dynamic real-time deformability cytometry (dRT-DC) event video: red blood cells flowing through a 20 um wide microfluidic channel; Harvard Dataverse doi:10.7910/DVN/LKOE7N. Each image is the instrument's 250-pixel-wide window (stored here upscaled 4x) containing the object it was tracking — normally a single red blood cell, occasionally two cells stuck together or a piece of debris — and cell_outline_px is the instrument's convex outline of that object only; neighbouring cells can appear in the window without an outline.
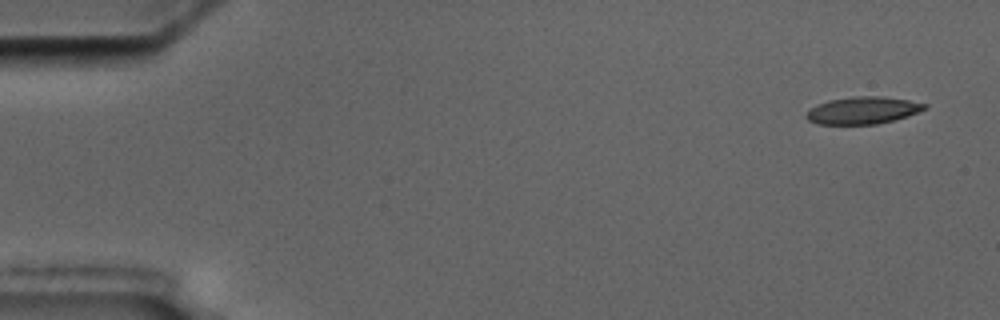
{"species": "common noctule bat (a hibernating species)", "species_latin": "Nyctalus noctula", "temperature_condition": "cold", "stored_images_in_passage": 4, "camera_frame_rate_fps": 3000, "um_per_image_px": 0.085, "animal": {"sex": "male", "body_mass_g": 17.5, "forearm_length_mm": 52.3}, "frame": {"image": 1, "passage_image": 1, "time_ms": 0.0, "image_size_px": [1000, 320], "cell_outline_px": [[928, 108], [908, 116], [876, 124], [816, 124], [808, 120], [804, 116], [808, 108], [816, 104], [828, 100], [852, 96], [880, 96], [908, 100], [928, 104]], "centroid_in_image_um": [73.29, 9.37], "position_along_channel_um": 11.7, "area_um2": 18.96}}
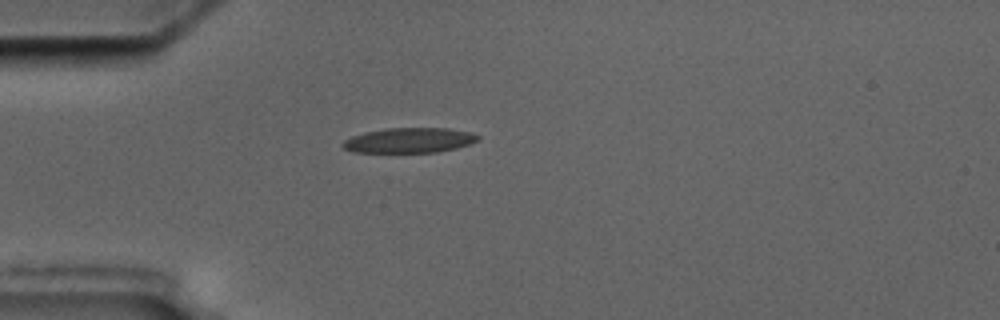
{"frame": {"image": 2, "passage_image": 4, "time_ms": 4.333, "image_size_px": [1000, 320], "cell_outline_px": [[480, 136], [476, 140], [468, 144], [456, 148], [436, 152], [352, 152], [344, 148], [340, 144], [344, 140], [352, 136], [364, 132], [384, 128], [448, 128], [468, 132]], "centroid_in_image_um": [34.72, 11.92], "position_along_channel_um": 50.3, "area_um2": 19.59}}